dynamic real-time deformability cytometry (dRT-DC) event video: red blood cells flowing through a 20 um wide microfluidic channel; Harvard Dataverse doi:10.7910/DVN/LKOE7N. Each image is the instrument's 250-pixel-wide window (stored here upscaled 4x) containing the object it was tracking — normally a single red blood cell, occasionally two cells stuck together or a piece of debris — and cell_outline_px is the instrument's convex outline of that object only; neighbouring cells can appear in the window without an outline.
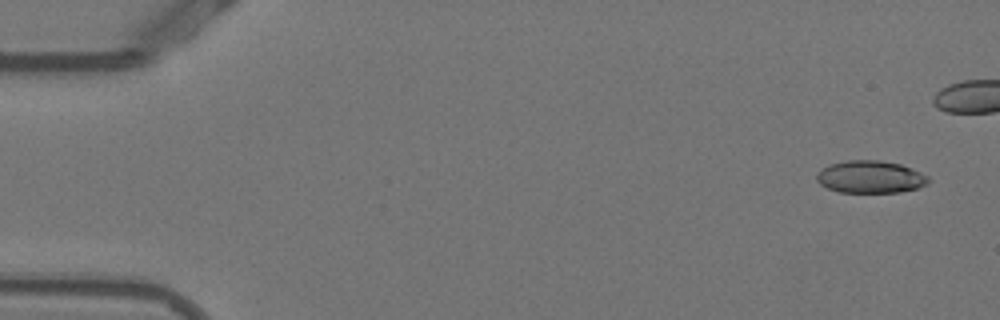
{"species": "Egyptian fruit bat (a non-hibernating species)", "species_latin": "Rousettus aegyptiacus", "temperature_condition": "warm", "stored_images_in_passage": 20, "camera_frame_rate_fps": 3000, "um_per_image_px": 0.085, "animal": {"sex": "female"}, "frame": {"image": 1, "passage_image": 3, "time_ms": 0.667, "image_size_px": [1000, 320], "cell_outline_px": [[928, 184], [916, 188], [900, 192], [840, 192], [828, 188], [820, 184], [816, 180], [816, 176], [824, 168], [832, 164], [848, 160], [880, 160], [900, 164], [912, 168], [928, 176]], "centroid_in_image_um": [74.01, 15.04], "position_along_channel_um": 11.0, "area_um2": 20.87}}
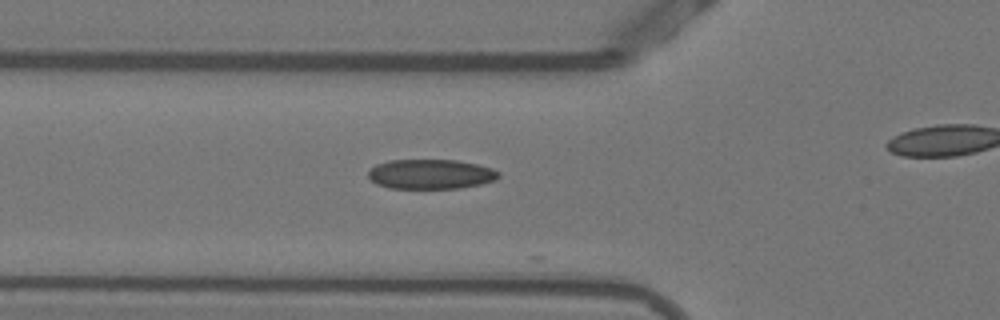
{"frame": {"image": 2, "passage_image": 19, "time_ms": 6.0, "image_size_px": [1000, 320], "cell_outline_px": [[500, 176], [496, 180], [480, 184], [460, 188], [388, 188], [376, 184], [368, 176], [368, 168], [376, 164], [388, 160], [456, 160], [476, 164], [492, 168], [500, 172]], "centroid_in_image_um": [36.59, 14.8], "position_along_channel_um": 89.2, "area_um2": 22.72}}